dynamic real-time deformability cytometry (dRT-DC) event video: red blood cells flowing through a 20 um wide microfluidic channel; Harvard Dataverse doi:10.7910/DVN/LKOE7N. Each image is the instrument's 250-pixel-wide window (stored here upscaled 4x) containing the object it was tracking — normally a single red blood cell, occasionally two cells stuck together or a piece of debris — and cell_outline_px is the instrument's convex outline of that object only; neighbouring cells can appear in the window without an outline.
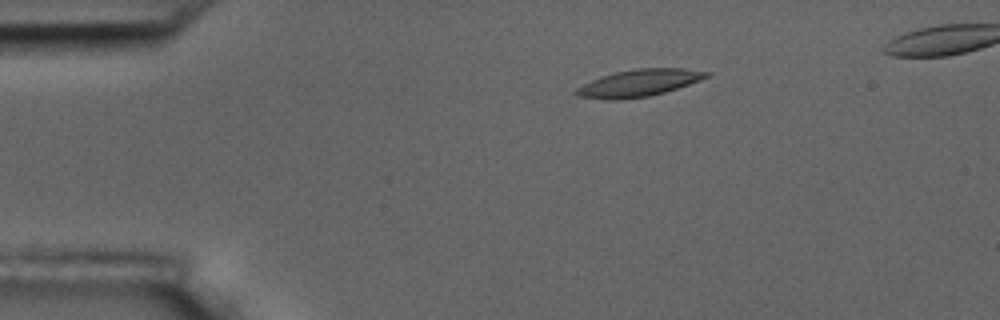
{"species": "common noctule bat (a hibernating species)", "species_latin": "Nyctalus noctula", "temperature_condition": "room temperature", "stored_images_in_passage": 6, "camera_frame_rate_fps": 3000, "um_per_image_px": 0.085, "animal": {"sex": "male", "body_mass_g": 17.5, "forearm_length_mm": 52.3}, "frame": {"image": 1, "passage_image": 1, "time_ms": 0.0, "image_size_px": [1000, 320], "cell_outline_px": [[712, 72], [708, 76], [700, 80], [664, 92], [648, 96], [620, 100], [608, 100], [576, 96], [572, 92], [576, 88], [600, 76], [616, 72], [636, 68], [684, 68]], "centroid_in_image_um": [54.27, 7.05], "position_along_channel_um": 30.7, "area_um2": 20.52}}
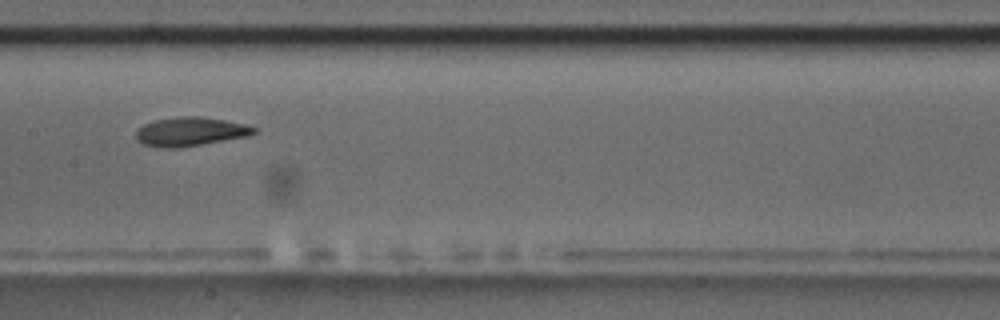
{"frame": {"image": 2, "passage_image": 6, "time_ms": 6.0, "image_size_px": [1000, 320], "cell_outline_px": [[256, 132], [248, 136], [176, 148], [164, 148], [144, 144], [136, 140], [136, 128], [152, 120], [180, 116], [200, 116], [248, 124], [256, 128]], "centroid_in_image_um": [16.15, 11.17], "position_along_channel_um": 191.2, "area_um2": 19.88}}